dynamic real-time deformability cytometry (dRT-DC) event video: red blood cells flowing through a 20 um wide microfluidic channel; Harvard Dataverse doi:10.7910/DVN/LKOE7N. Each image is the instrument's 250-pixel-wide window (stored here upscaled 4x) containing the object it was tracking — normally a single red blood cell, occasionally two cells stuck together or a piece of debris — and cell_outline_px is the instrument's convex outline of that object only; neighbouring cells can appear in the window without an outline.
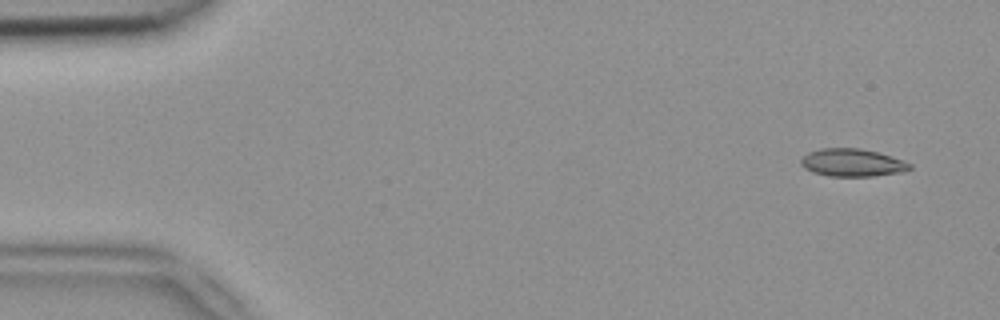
{"species": "common noctule bat (a hibernating species)", "species_latin": "Nyctalus noctula", "temperature_condition": "room temperature", "stored_images_in_passage": 5, "camera_frame_rate_fps": 3000, "um_per_image_px": 0.085, "animal": {"sex": "female", "body_mass_g": 18.4}, "frame": {"image": 1, "passage_image": 1, "time_ms": 0.0, "image_size_px": [1000, 320], "cell_outline_px": [[912, 168], [904, 172], [872, 176], [828, 176], [812, 172], [804, 168], [800, 164], [800, 160], [808, 152], [820, 148], [860, 148], [880, 152], [892, 156], [912, 164]], "centroid_in_image_um": [72.45, 13.82], "position_along_channel_um": 12.5, "area_um2": 17.8}}
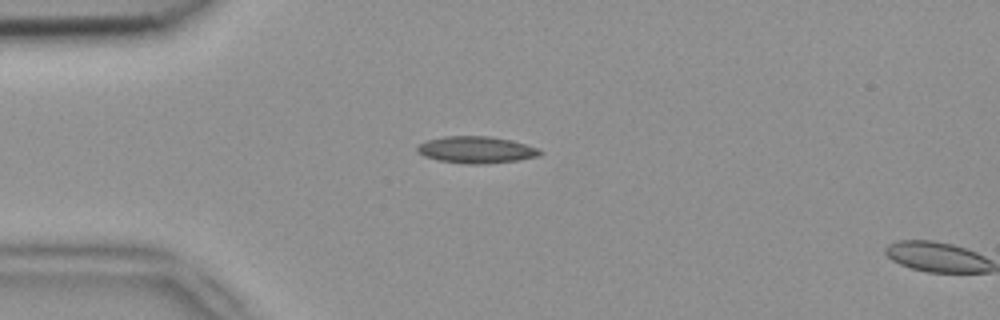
{"frame": {"image": 2, "passage_image": 4, "time_ms": 1.0, "image_size_px": [1000, 320], "cell_outline_px": [[544, 152], [540, 156], [520, 160], [484, 164], [468, 164], [440, 160], [424, 156], [416, 152], [416, 148], [424, 140], [444, 136], [488, 136], [512, 140], [540, 148]], "centroid_in_image_um": [40.52, 12.73], "position_along_channel_um": 44.5, "area_um2": 19.42}}